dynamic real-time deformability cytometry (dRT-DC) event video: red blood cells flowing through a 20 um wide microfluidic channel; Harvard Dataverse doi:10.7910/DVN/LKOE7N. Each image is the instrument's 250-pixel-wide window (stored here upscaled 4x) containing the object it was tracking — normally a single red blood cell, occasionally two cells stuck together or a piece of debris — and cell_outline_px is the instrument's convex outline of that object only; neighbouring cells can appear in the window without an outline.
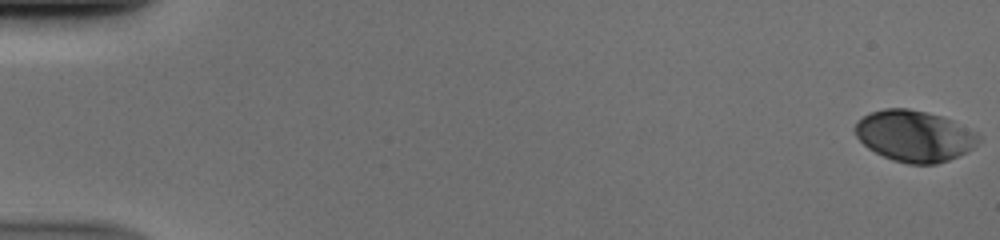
{"species": "human", "species_latin": "Homo sapiens", "temperature_condition": "cold", "stored_images_in_passage": 53, "camera_frame_rate_fps": 3000, "um_per_image_px": 0.085, "donor": {"sex": "male"}, "frame": {"image": 1, "passage_image": 1, "time_ms": 0.0, "image_size_px": [1000, 240], "cell_outline_px": [[980, 140], [972, 148], [948, 160], [936, 164], [908, 164], [892, 160], [868, 148], [856, 136], [852, 128], [864, 116], [872, 112], [884, 108], [908, 108], [940, 116], [952, 120], [976, 132], [980, 136]], "centroid_in_image_um": [77.7, 11.56], "position_along_channel_um": 7.3, "area_um2": 36.53}}
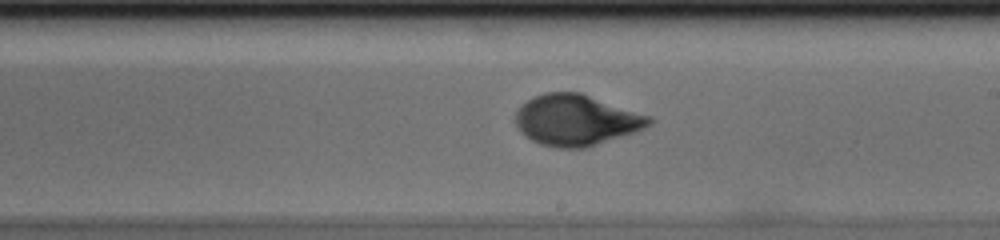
{"frame": {"image": 2, "passage_image": 32, "time_ms": 10.333, "image_size_px": [1000, 240], "cell_outline_px": [[652, 124], [636, 132], [588, 148], [556, 148], [540, 144], [524, 136], [516, 128], [516, 108], [520, 104], [532, 96], [544, 92], [580, 92], [652, 116]], "centroid_in_image_um": [48.96, 10.21], "position_along_channel_um": 240.0, "area_um2": 40.34}}
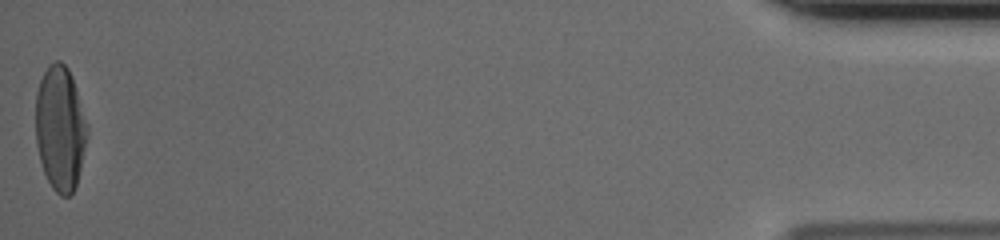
{"frame": {"image": 3, "passage_image": 53, "time_ms": 17.333, "image_size_px": [1000, 240], "cell_outline_px": [[88, 128], [80, 168], [76, 184], [72, 192], [68, 196], [60, 196], [52, 188], [44, 172], [40, 160], [36, 144], [36, 92], [40, 80], [48, 64], [56, 60], [60, 60], [68, 68], [72, 76], [88, 124]], "centroid_in_image_um": [5.1, 10.87], "position_along_channel_um": 430.1, "area_um2": 37.4}}